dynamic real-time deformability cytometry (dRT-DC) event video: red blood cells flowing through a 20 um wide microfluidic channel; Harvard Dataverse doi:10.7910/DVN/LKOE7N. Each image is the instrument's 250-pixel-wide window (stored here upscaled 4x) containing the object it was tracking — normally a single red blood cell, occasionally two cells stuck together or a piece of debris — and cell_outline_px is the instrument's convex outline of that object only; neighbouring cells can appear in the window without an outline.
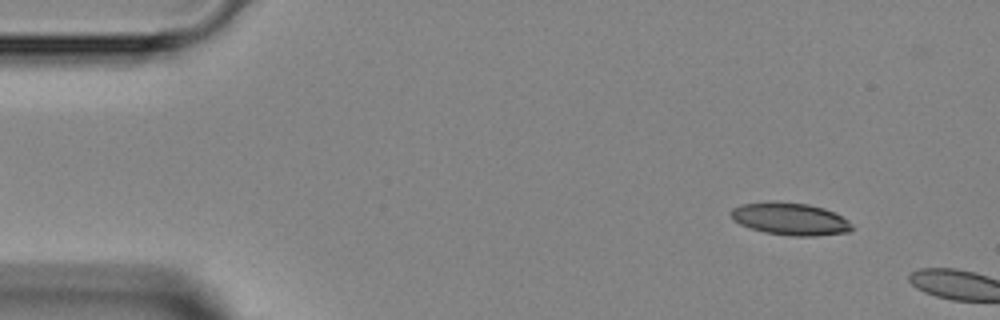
{"species": "Egyptian fruit bat (a non-hibernating species)", "species_latin": "Rousettus aegyptiacus", "temperature_condition": "room temperature", "stored_images_in_passage": 2, "camera_frame_rate_fps": 3000, "um_per_image_px": 0.085, "animal": {"sex": "female"}, "frame": {"image": 1, "passage_image": 1, "time_ms": 0.0, "image_size_px": [1000, 320], "cell_outline_px": [[852, 228], [848, 232], [816, 236], [788, 236], [764, 232], [740, 224], [732, 220], [728, 212], [732, 208], [740, 204], [808, 204], [824, 208], [836, 212], [848, 220], [852, 224]], "centroid_in_image_um": [67.19, 18.65], "position_along_channel_um": 17.8, "area_um2": 22.31}}